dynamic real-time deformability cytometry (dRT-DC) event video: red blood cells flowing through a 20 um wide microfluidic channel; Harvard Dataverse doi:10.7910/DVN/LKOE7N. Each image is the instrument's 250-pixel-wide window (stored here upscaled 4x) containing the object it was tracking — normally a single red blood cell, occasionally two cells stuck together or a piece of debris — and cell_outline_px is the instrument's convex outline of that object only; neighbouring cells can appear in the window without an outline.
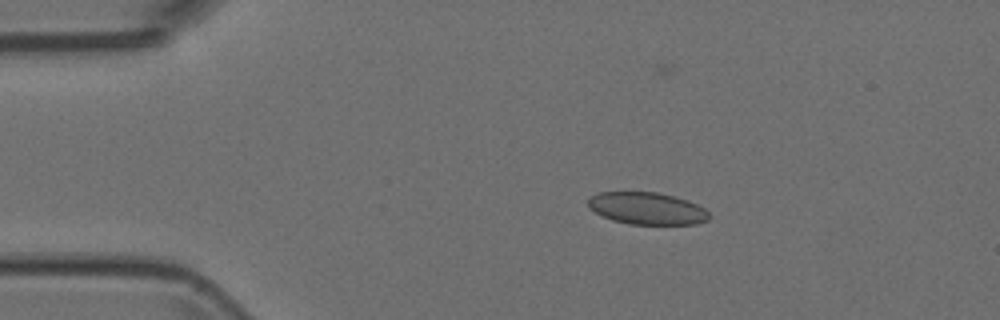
{"species": "Egyptian fruit bat (a non-hibernating species)", "species_latin": "Rousettus aegyptiacus", "temperature_condition": "room temperature", "stored_images_in_passage": 9, "camera_frame_rate_fps": 3000, "um_per_image_px": 0.085, "animal": {"sex": "female"}, "frame": {"image": 1, "passage_image": 5, "time_ms": 1.333, "image_size_px": [1000, 320], "cell_outline_px": [[712, 216], [708, 220], [696, 224], [628, 224], [612, 220], [588, 208], [588, 196], [600, 192], [656, 192], [688, 200], [704, 208]], "centroid_in_image_um": [54.99, 17.71], "position_along_channel_um": 30.0, "area_um2": 22.72}}
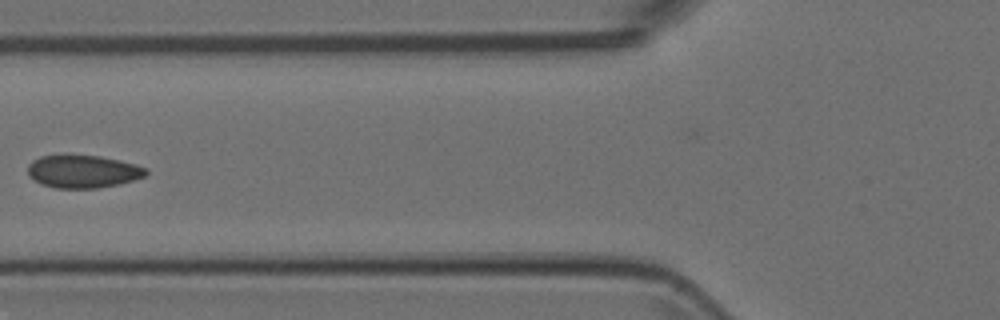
{"frame": {"image": 2, "passage_image": 8, "time_ms": 2.333, "image_size_px": [1000, 320], "cell_outline_px": [[148, 172], [144, 176], [120, 184], [96, 188], [56, 188], [40, 184], [28, 176], [28, 164], [32, 160], [40, 156], [64, 152], [68, 152], [100, 156], [120, 160], [136, 164], [148, 168]], "centroid_in_image_um": [7.0, 14.53], "position_along_channel_um": 118.8, "area_um2": 23.47}}
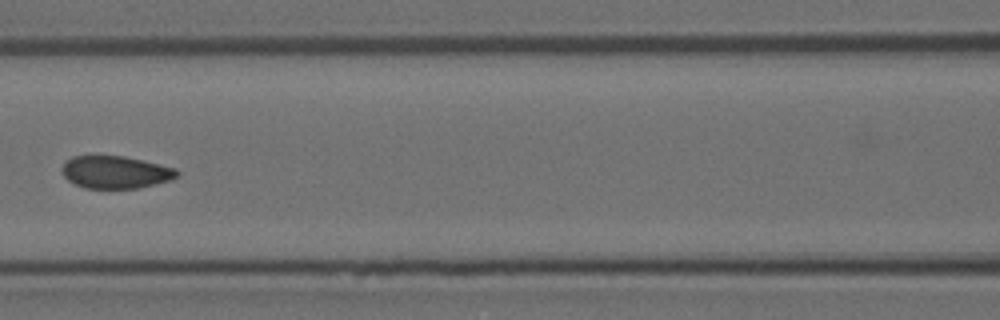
{"frame": {"image": 3, "passage_image": 9, "time_ms": 2.667, "image_size_px": [1000, 320], "cell_outline_px": [[180, 176], [168, 180], [136, 188], [84, 188], [68, 180], [64, 176], [60, 168], [72, 156], [96, 152], [124, 156], [144, 160], [176, 168], [180, 172]], "centroid_in_image_um": [9.77, 14.57], "position_along_channel_um": 156.8, "area_um2": 22.43}}